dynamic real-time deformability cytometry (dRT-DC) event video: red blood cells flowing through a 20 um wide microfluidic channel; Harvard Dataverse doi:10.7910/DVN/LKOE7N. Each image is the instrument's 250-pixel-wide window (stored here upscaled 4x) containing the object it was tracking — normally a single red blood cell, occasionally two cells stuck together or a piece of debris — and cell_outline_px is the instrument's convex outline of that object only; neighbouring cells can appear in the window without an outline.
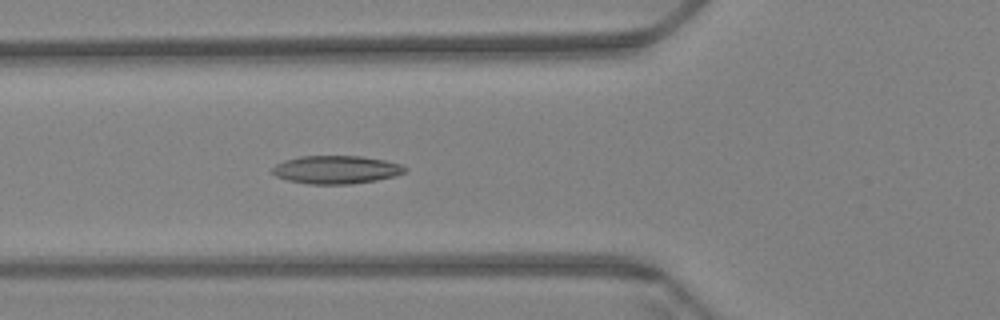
{"species": "Egyptian fruit bat (a non-hibernating species)", "species_latin": "Rousettus aegyptiacus", "temperature_condition": "warm", "stored_images_in_passage": 61, "camera_frame_rate_fps": 3000, "um_per_image_px": 0.085, "animal": {"sex": "female"}, "frame": {"image": 1, "passage_image": 23, "time_ms": 7.333, "image_size_px": [1000, 320], "cell_outline_px": [[408, 172], [396, 176], [376, 180], [352, 184], [308, 184], [288, 180], [276, 176], [272, 172], [272, 168], [276, 164], [284, 160], [300, 156], [360, 156], [384, 160], [400, 164], [408, 168]], "centroid_in_image_um": [28.6, 14.42], "position_along_channel_um": 97.2, "area_um2": 21.85}}
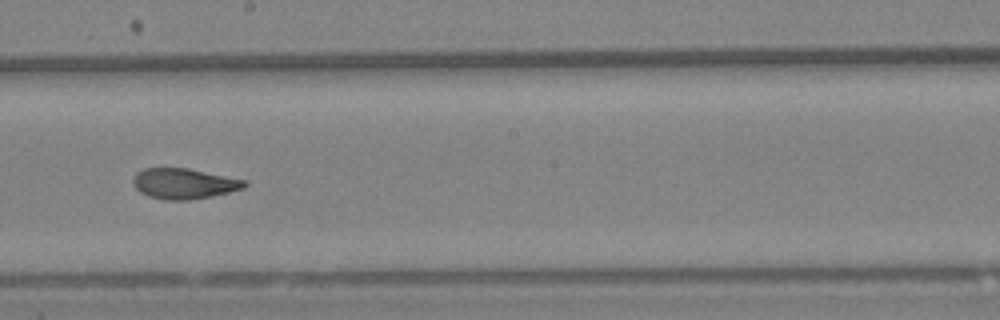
{"frame": {"image": 2, "passage_image": 35, "time_ms": 11.333, "image_size_px": [1000, 320], "cell_outline_px": [[248, 184], [244, 188], [212, 196], [188, 200], [164, 200], [148, 196], [140, 192], [132, 184], [132, 180], [136, 172], [144, 168], [188, 168], [244, 180]], "centroid_in_image_um": [15.59, 15.61], "position_along_channel_um": 232.6, "area_um2": 19.77}}
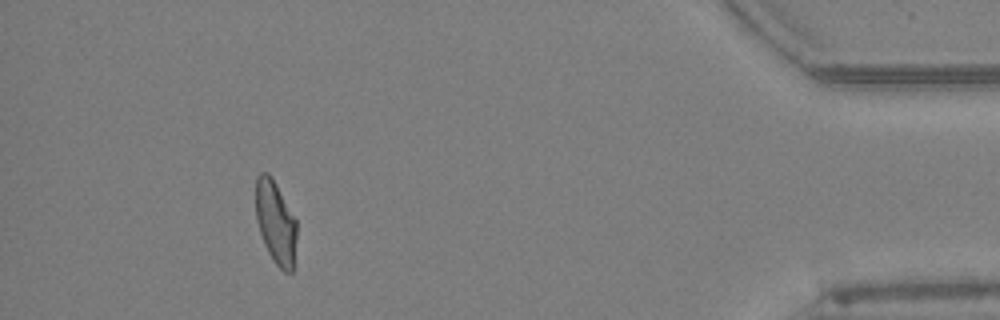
{"frame": {"image": 3, "passage_image": 56, "time_ms": 18.333, "image_size_px": [1000, 320], "cell_outline_px": [[296, 236], [292, 272], [284, 272], [272, 260], [264, 244], [256, 220], [256, 176], [260, 172], [268, 172], [272, 176], [296, 220]], "centroid_in_image_um": [23.41, 18.87], "position_along_channel_um": 411.8, "area_um2": 19.77}, "authors_computed_cell_mechanics": {"area_um2": 20.6924, "velocity_mm_per_s": 3.3948, "shape_relaxation_time_tau1_ms": 11.3715, "shape_relaxation_time_tau2_ms": 2.486, "deformation_change_tau1": 0.2688, "deformation_change_tau2": 0.0593}}